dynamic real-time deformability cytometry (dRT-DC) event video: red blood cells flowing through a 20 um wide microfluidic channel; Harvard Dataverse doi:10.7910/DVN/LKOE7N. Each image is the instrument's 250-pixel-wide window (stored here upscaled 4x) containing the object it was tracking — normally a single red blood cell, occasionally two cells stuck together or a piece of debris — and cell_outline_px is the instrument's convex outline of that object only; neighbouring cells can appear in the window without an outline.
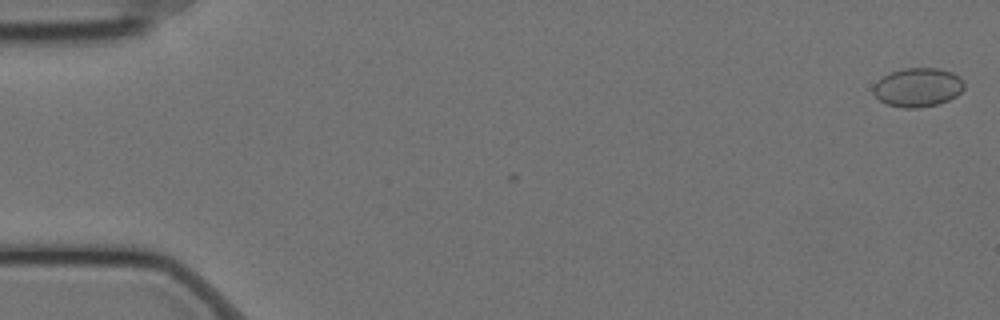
{"species": "Egyptian fruit bat (a non-hibernating species)", "species_latin": "Rousettus aegyptiacus", "temperature_condition": "cold", "stored_images_in_passage": 5, "camera_frame_rate_fps": 3000, "um_per_image_px": 0.085, "animal": {"sex": "female"}, "frame": {"image": 1, "passage_image": 2, "time_ms": 0.333, "image_size_px": [1000, 320], "cell_outline_px": [[964, 88], [956, 96], [948, 100], [936, 104], [920, 108], [904, 108], [884, 104], [872, 92], [872, 88], [876, 80], [892, 72], [904, 68], [940, 68], [952, 72], [960, 76], [964, 80]], "centroid_in_image_um": [78.01, 7.42], "position_along_channel_um": 7.0, "area_um2": 20.81}}